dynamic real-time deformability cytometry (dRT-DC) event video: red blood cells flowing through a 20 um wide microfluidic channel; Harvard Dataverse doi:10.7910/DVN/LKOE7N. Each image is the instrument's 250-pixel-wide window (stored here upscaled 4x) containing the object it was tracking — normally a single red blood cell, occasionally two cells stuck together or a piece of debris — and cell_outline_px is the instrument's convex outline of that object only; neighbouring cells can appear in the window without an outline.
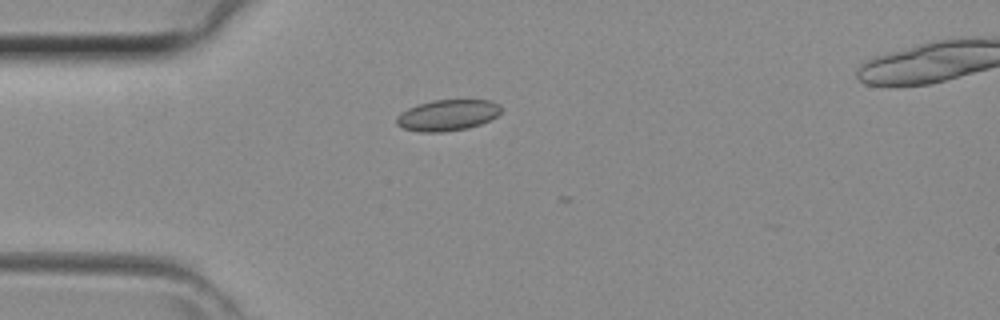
{"species": "common noctule bat (a hibernating species)", "species_latin": "Nyctalus noctula", "temperature_condition": "room temperature", "stored_images_in_passage": 7, "camera_frame_rate_fps": 3000, "um_per_image_px": 0.085, "animal": {"sex": "female", "body_mass_g": 29.2, "forearm_length_mm": 56.3}, "frame": {"image": 1, "passage_image": 2, "time_ms": 0.333, "image_size_px": [1000, 320], "cell_outline_px": [[500, 112], [496, 116], [480, 124], [468, 128], [444, 132], [420, 132], [404, 128], [396, 124], [396, 120], [408, 108], [432, 100], [492, 100], [500, 104]], "centroid_in_image_um": [38.07, 9.79], "position_along_channel_um": 46.9, "area_um2": 18.67}}
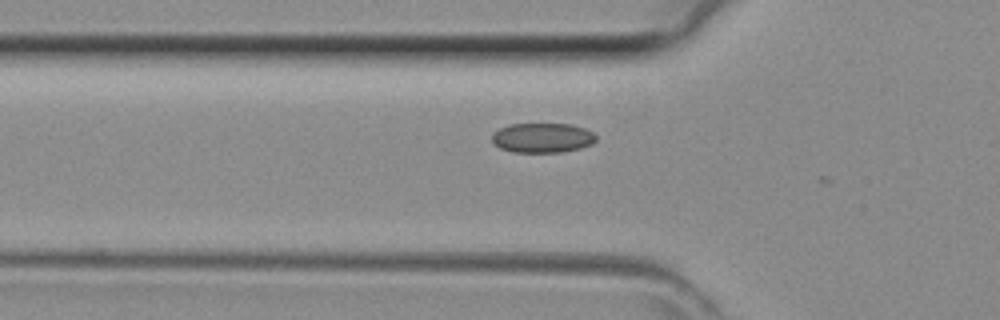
{"frame": {"image": 2, "passage_image": 5, "time_ms": 1.333, "image_size_px": [1000, 320], "cell_outline_px": [[596, 140], [592, 144], [580, 148], [560, 152], [516, 152], [500, 148], [492, 144], [492, 132], [508, 124], [572, 124], [584, 128], [592, 132], [596, 136]], "centroid_in_image_um": [46.08, 11.71], "position_along_channel_um": 79.7, "area_um2": 18.09}}